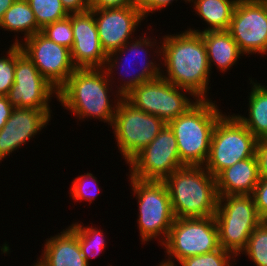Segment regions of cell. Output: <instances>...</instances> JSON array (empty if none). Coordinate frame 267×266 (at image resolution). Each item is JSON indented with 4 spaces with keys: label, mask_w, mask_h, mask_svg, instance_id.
Segmentation results:
<instances>
[{
    "label": "cell",
    "mask_w": 267,
    "mask_h": 266,
    "mask_svg": "<svg viewBox=\"0 0 267 266\" xmlns=\"http://www.w3.org/2000/svg\"><path fill=\"white\" fill-rule=\"evenodd\" d=\"M82 222H74L70 224V227L76 232L78 236V243L80 245L82 254L89 264L90 259L96 258L99 254L103 253L107 247L105 234L102 229H98L97 226H84ZM104 249V250H103Z\"/></svg>",
    "instance_id": "25"
},
{
    "label": "cell",
    "mask_w": 267,
    "mask_h": 266,
    "mask_svg": "<svg viewBox=\"0 0 267 266\" xmlns=\"http://www.w3.org/2000/svg\"><path fill=\"white\" fill-rule=\"evenodd\" d=\"M52 110L14 107L0 129V163L14 151L30 142L52 119Z\"/></svg>",
    "instance_id": "17"
},
{
    "label": "cell",
    "mask_w": 267,
    "mask_h": 266,
    "mask_svg": "<svg viewBox=\"0 0 267 266\" xmlns=\"http://www.w3.org/2000/svg\"><path fill=\"white\" fill-rule=\"evenodd\" d=\"M238 0H188L192 3L195 13L205 21L207 26L200 29L187 28L195 33L206 31L228 30L235 5ZM194 3V4H193Z\"/></svg>",
    "instance_id": "23"
},
{
    "label": "cell",
    "mask_w": 267,
    "mask_h": 266,
    "mask_svg": "<svg viewBox=\"0 0 267 266\" xmlns=\"http://www.w3.org/2000/svg\"><path fill=\"white\" fill-rule=\"evenodd\" d=\"M143 34H144V36H143ZM143 34L141 33L142 36L139 35L138 39L137 38L132 39L131 41L127 42L123 47L110 53L107 56L105 70L108 74L109 80L112 83V85H114V82L116 80L114 77L117 75V74H115L116 72H114V71H117L118 69H120V66L123 68H124V66H127V67L129 66L127 69L126 68L123 69L125 71L122 70L124 72V73L121 72L122 74L127 75L129 72L131 73L134 71L132 73V75L130 73L128 74V76L130 75V77L127 76L128 77V78L126 77L127 80L124 79L125 75L124 76L121 75L124 78L121 77L122 80L119 79L117 82H115L117 84L119 83V85H114L115 86L114 88H115V90H117V92H119V94L122 97H124L133 88L137 87L138 85L142 84L143 82L154 80V79L161 76V66H160L161 64L160 63L157 64L156 62L158 60L154 61V59L151 57L153 52H154V55H155L154 57L157 56L156 59L160 58L159 56H160V50H161L160 49L161 41L157 43V41H159V40H156L155 38L150 37V36H146V34H147L146 32ZM154 47H155V49H154ZM149 52H151L152 54L151 53L148 54ZM127 53H128V55L130 53V57L133 55L132 58L134 60L131 58L133 62L130 61L131 59L129 56H128L129 58H127ZM147 55H150L149 58H152V59L149 60ZM136 56H137V58H136ZM123 57H125V58H123ZM139 57H140V59H138ZM120 60H121V62H120ZM122 60H124V63H122L123 62ZM135 60L142 63L141 67H140V63L136 62ZM134 62H136V64ZM137 63H139L140 68L137 69L138 68L137 67L136 68L137 70L135 72L134 66L136 67L138 65ZM131 66H133L132 67L133 71L129 70V68H131ZM113 75H115V76H113Z\"/></svg>",
    "instance_id": "6"
},
{
    "label": "cell",
    "mask_w": 267,
    "mask_h": 266,
    "mask_svg": "<svg viewBox=\"0 0 267 266\" xmlns=\"http://www.w3.org/2000/svg\"><path fill=\"white\" fill-rule=\"evenodd\" d=\"M61 2L69 14L90 10V0H61Z\"/></svg>",
    "instance_id": "36"
},
{
    "label": "cell",
    "mask_w": 267,
    "mask_h": 266,
    "mask_svg": "<svg viewBox=\"0 0 267 266\" xmlns=\"http://www.w3.org/2000/svg\"><path fill=\"white\" fill-rule=\"evenodd\" d=\"M173 1L178 0H137V6L141 10L144 18L146 19L150 13H155L156 11H161L165 7L173 3ZM182 1V0H181ZM188 4V0H183Z\"/></svg>",
    "instance_id": "33"
},
{
    "label": "cell",
    "mask_w": 267,
    "mask_h": 266,
    "mask_svg": "<svg viewBox=\"0 0 267 266\" xmlns=\"http://www.w3.org/2000/svg\"><path fill=\"white\" fill-rule=\"evenodd\" d=\"M16 0H0V22L5 12L11 7Z\"/></svg>",
    "instance_id": "38"
},
{
    "label": "cell",
    "mask_w": 267,
    "mask_h": 266,
    "mask_svg": "<svg viewBox=\"0 0 267 266\" xmlns=\"http://www.w3.org/2000/svg\"><path fill=\"white\" fill-rule=\"evenodd\" d=\"M0 29L17 34L24 32L22 41L41 32L27 0H16L11 5L1 19Z\"/></svg>",
    "instance_id": "24"
},
{
    "label": "cell",
    "mask_w": 267,
    "mask_h": 266,
    "mask_svg": "<svg viewBox=\"0 0 267 266\" xmlns=\"http://www.w3.org/2000/svg\"><path fill=\"white\" fill-rule=\"evenodd\" d=\"M7 97L13 107L38 110H51V99L58 98V90L40 74L19 44H16L14 85Z\"/></svg>",
    "instance_id": "13"
},
{
    "label": "cell",
    "mask_w": 267,
    "mask_h": 266,
    "mask_svg": "<svg viewBox=\"0 0 267 266\" xmlns=\"http://www.w3.org/2000/svg\"><path fill=\"white\" fill-rule=\"evenodd\" d=\"M13 44H19L21 50L29 57L40 74L59 90L76 70L70 49L59 45L38 32L23 42L16 35Z\"/></svg>",
    "instance_id": "15"
},
{
    "label": "cell",
    "mask_w": 267,
    "mask_h": 266,
    "mask_svg": "<svg viewBox=\"0 0 267 266\" xmlns=\"http://www.w3.org/2000/svg\"><path fill=\"white\" fill-rule=\"evenodd\" d=\"M73 46L71 59L76 68H105L107 54L102 48L91 10L72 13Z\"/></svg>",
    "instance_id": "18"
},
{
    "label": "cell",
    "mask_w": 267,
    "mask_h": 266,
    "mask_svg": "<svg viewBox=\"0 0 267 266\" xmlns=\"http://www.w3.org/2000/svg\"><path fill=\"white\" fill-rule=\"evenodd\" d=\"M113 87L105 68H76L58 90L56 100L79 120L100 119L111 127L122 98Z\"/></svg>",
    "instance_id": "2"
},
{
    "label": "cell",
    "mask_w": 267,
    "mask_h": 266,
    "mask_svg": "<svg viewBox=\"0 0 267 266\" xmlns=\"http://www.w3.org/2000/svg\"><path fill=\"white\" fill-rule=\"evenodd\" d=\"M124 98L135 108L157 116L166 124L184 114L198 101L190 91L173 85L162 76L143 82Z\"/></svg>",
    "instance_id": "10"
},
{
    "label": "cell",
    "mask_w": 267,
    "mask_h": 266,
    "mask_svg": "<svg viewBox=\"0 0 267 266\" xmlns=\"http://www.w3.org/2000/svg\"><path fill=\"white\" fill-rule=\"evenodd\" d=\"M259 177L267 179V140H258L256 145Z\"/></svg>",
    "instance_id": "35"
},
{
    "label": "cell",
    "mask_w": 267,
    "mask_h": 266,
    "mask_svg": "<svg viewBox=\"0 0 267 266\" xmlns=\"http://www.w3.org/2000/svg\"><path fill=\"white\" fill-rule=\"evenodd\" d=\"M127 164L132 178L145 181H164L185 166L180 160L174 132L168 125Z\"/></svg>",
    "instance_id": "12"
},
{
    "label": "cell",
    "mask_w": 267,
    "mask_h": 266,
    "mask_svg": "<svg viewBox=\"0 0 267 266\" xmlns=\"http://www.w3.org/2000/svg\"><path fill=\"white\" fill-rule=\"evenodd\" d=\"M249 80L248 117L234 115L258 140H267V84L254 81L252 77Z\"/></svg>",
    "instance_id": "22"
},
{
    "label": "cell",
    "mask_w": 267,
    "mask_h": 266,
    "mask_svg": "<svg viewBox=\"0 0 267 266\" xmlns=\"http://www.w3.org/2000/svg\"><path fill=\"white\" fill-rule=\"evenodd\" d=\"M218 107L211 99H198L184 114L167 124L174 132L180 160L184 165L205 164L214 127L224 115Z\"/></svg>",
    "instance_id": "4"
},
{
    "label": "cell",
    "mask_w": 267,
    "mask_h": 266,
    "mask_svg": "<svg viewBox=\"0 0 267 266\" xmlns=\"http://www.w3.org/2000/svg\"><path fill=\"white\" fill-rule=\"evenodd\" d=\"M259 180L256 155L237 161L216 176L218 196L252 195Z\"/></svg>",
    "instance_id": "20"
},
{
    "label": "cell",
    "mask_w": 267,
    "mask_h": 266,
    "mask_svg": "<svg viewBox=\"0 0 267 266\" xmlns=\"http://www.w3.org/2000/svg\"><path fill=\"white\" fill-rule=\"evenodd\" d=\"M93 173L87 172L79 175L72 181L69 197H72L76 202L89 201L91 204L100 195L99 181Z\"/></svg>",
    "instance_id": "28"
},
{
    "label": "cell",
    "mask_w": 267,
    "mask_h": 266,
    "mask_svg": "<svg viewBox=\"0 0 267 266\" xmlns=\"http://www.w3.org/2000/svg\"><path fill=\"white\" fill-rule=\"evenodd\" d=\"M43 248L36 259L41 266H90L82 254L78 236L70 226L47 238Z\"/></svg>",
    "instance_id": "19"
},
{
    "label": "cell",
    "mask_w": 267,
    "mask_h": 266,
    "mask_svg": "<svg viewBox=\"0 0 267 266\" xmlns=\"http://www.w3.org/2000/svg\"><path fill=\"white\" fill-rule=\"evenodd\" d=\"M214 218L220 247L237 258L241 256L252 231L263 221L252 195L219 196Z\"/></svg>",
    "instance_id": "7"
},
{
    "label": "cell",
    "mask_w": 267,
    "mask_h": 266,
    "mask_svg": "<svg viewBox=\"0 0 267 266\" xmlns=\"http://www.w3.org/2000/svg\"><path fill=\"white\" fill-rule=\"evenodd\" d=\"M90 10L94 14L98 36L107 55L136 38V29L145 20L138 6Z\"/></svg>",
    "instance_id": "16"
},
{
    "label": "cell",
    "mask_w": 267,
    "mask_h": 266,
    "mask_svg": "<svg viewBox=\"0 0 267 266\" xmlns=\"http://www.w3.org/2000/svg\"><path fill=\"white\" fill-rule=\"evenodd\" d=\"M228 31L246 56L267 55V0H238Z\"/></svg>",
    "instance_id": "14"
},
{
    "label": "cell",
    "mask_w": 267,
    "mask_h": 266,
    "mask_svg": "<svg viewBox=\"0 0 267 266\" xmlns=\"http://www.w3.org/2000/svg\"><path fill=\"white\" fill-rule=\"evenodd\" d=\"M34 12L37 25L42 29L45 25L62 20L69 16L61 0H27Z\"/></svg>",
    "instance_id": "27"
},
{
    "label": "cell",
    "mask_w": 267,
    "mask_h": 266,
    "mask_svg": "<svg viewBox=\"0 0 267 266\" xmlns=\"http://www.w3.org/2000/svg\"><path fill=\"white\" fill-rule=\"evenodd\" d=\"M252 197L258 215L263 221H267V179L260 178L252 193Z\"/></svg>",
    "instance_id": "32"
},
{
    "label": "cell",
    "mask_w": 267,
    "mask_h": 266,
    "mask_svg": "<svg viewBox=\"0 0 267 266\" xmlns=\"http://www.w3.org/2000/svg\"><path fill=\"white\" fill-rule=\"evenodd\" d=\"M240 254H246L255 266H267V221H262L252 231Z\"/></svg>",
    "instance_id": "26"
},
{
    "label": "cell",
    "mask_w": 267,
    "mask_h": 266,
    "mask_svg": "<svg viewBox=\"0 0 267 266\" xmlns=\"http://www.w3.org/2000/svg\"><path fill=\"white\" fill-rule=\"evenodd\" d=\"M160 41L161 76L173 85L187 89L197 99H211L208 98L211 88L208 85L212 71L202 36L185 29L176 35L162 36Z\"/></svg>",
    "instance_id": "1"
},
{
    "label": "cell",
    "mask_w": 267,
    "mask_h": 266,
    "mask_svg": "<svg viewBox=\"0 0 267 266\" xmlns=\"http://www.w3.org/2000/svg\"><path fill=\"white\" fill-rule=\"evenodd\" d=\"M167 124L135 108L124 97L117 105L112 126L118 150L126 164L147 146Z\"/></svg>",
    "instance_id": "11"
},
{
    "label": "cell",
    "mask_w": 267,
    "mask_h": 266,
    "mask_svg": "<svg viewBox=\"0 0 267 266\" xmlns=\"http://www.w3.org/2000/svg\"><path fill=\"white\" fill-rule=\"evenodd\" d=\"M219 248L214 216L175 218L167 240L163 244L165 255L167 254L164 260L176 265V261L179 263L187 257L213 252Z\"/></svg>",
    "instance_id": "9"
},
{
    "label": "cell",
    "mask_w": 267,
    "mask_h": 266,
    "mask_svg": "<svg viewBox=\"0 0 267 266\" xmlns=\"http://www.w3.org/2000/svg\"><path fill=\"white\" fill-rule=\"evenodd\" d=\"M138 204L137 228L141 244L153 239L162 246L175 220L167 187L163 181L127 178Z\"/></svg>",
    "instance_id": "5"
},
{
    "label": "cell",
    "mask_w": 267,
    "mask_h": 266,
    "mask_svg": "<svg viewBox=\"0 0 267 266\" xmlns=\"http://www.w3.org/2000/svg\"><path fill=\"white\" fill-rule=\"evenodd\" d=\"M137 6V0H90V9H111Z\"/></svg>",
    "instance_id": "34"
},
{
    "label": "cell",
    "mask_w": 267,
    "mask_h": 266,
    "mask_svg": "<svg viewBox=\"0 0 267 266\" xmlns=\"http://www.w3.org/2000/svg\"><path fill=\"white\" fill-rule=\"evenodd\" d=\"M236 256L220 247L213 252L187 257L176 265L180 266H233ZM233 264V265H232Z\"/></svg>",
    "instance_id": "29"
},
{
    "label": "cell",
    "mask_w": 267,
    "mask_h": 266,
    "mask_svg": "<svg viewBox=\"0 0 267 266\" xmlns=\"http://www.w3.org/2000/svg\"><path fill=\"white\" fill-rule=\"evenodd\" d=\"M156 266H177V265L172 264L171 262H168V261L162 259V261Z\"/></svg>",
    "instance_id": "39"
},
{
    "label": "cell",
    "mask_w": 267,
    "mask_h": 266,
    "mask_svg": "<svg viewBox=\"0 0 267 266\" xmlns=\"http://www.w3.org/2000/svg\"><path fill=\"white\" fill-rule=\"evenodd\" d=\"M199 34L206 46L210 71L215 65L218 71L225 73L237 65L239 58L244 55L228 30L206 31Z\"/></svg>",
    "instance_id": "21"
},
{
    "label": "cell",
    "mask_w": 267,
    "mask_h": 266,
    "mask_svg": "<svg viewBox=\"0 0 267 266\" xmlns=\"http://www.w3.org/2000/svg\"><path fill=\"white\" fill-rule=\"evenodd\" d=\"M9 46L6 56L0 57V96H7L10 88L14 85L16 44Z\"/></svg>",
    "instance_id": "31"
},
{
    "label": "cell",
    "mask_w": 267,
    "mask_h": 266,
    "mask_svg": "<svg viewBox=\"0 0 267 266\" xmlns=\"http://www.w3.org/2000/svg\"><path fill=\"white\" fill-rule=\"evenodd\" d=\"M14 107L10 104L7 96H0V129L12 114Z\"/></svg>",
    "instance_id": "37"
},
{
    "label": "cell",
    "mask_w": 267,
    "mask_h": 266,
    "mask_svg": "<svg viewBox=\"0 0 267 266\" xmlns=\"http://www.w3.org/2000/svg\"><path fill=\"white\" fill-rule=\"evenodd\" d=\"M175 218L215 216L218 206L216 177L204 166L185 165L164 181Z\"/></svg>",
    "instance_id": "3"
},
{
    "label": "cell",
    "mask_w": 267,
    "mask_h": 266,
    "mask_svg": "<svg viewBox=\"0 0 267 266\" xmlns=\"http://www.w3.org/2000/svg\"><path fill=\"white\" fill-rule=\"evenodd\" d=\"M31 266H41L38 262H34V264H32Z\"/></svg>",
    "instance_id": "40"
},
{
    "label": "cell",
    "mask_w": 267,
    "mask_h": 266,
    "mask_svg": "<svg viewBox=\"0 0 267 266\" xmlns=\"http://www.w3.org/2000/svg\"><path fill=\"white\" fill-rule=\"evenodd\" d=\"M258 139L234 115L225 113L216 123L204 168L216 177L237 161L254 157Z\"/></svg>",
    "instance_id": "8"
},
{
    "label": "cell",
    "mask_w": 267,
    "mask_h": 266,
    "mask_svg": "<svg viewBox=\"0 0 267 266\" xmlns=\"http://www.w3.org/2000/svg\"><path fill=\"white\" fill-rule=\"evenodd\" d=\"M41 33L55 43L71 49L74 40L71 14L62 20L45 25Z\"/></svg>",
    "instance_id": "30"
}]
</instances>
